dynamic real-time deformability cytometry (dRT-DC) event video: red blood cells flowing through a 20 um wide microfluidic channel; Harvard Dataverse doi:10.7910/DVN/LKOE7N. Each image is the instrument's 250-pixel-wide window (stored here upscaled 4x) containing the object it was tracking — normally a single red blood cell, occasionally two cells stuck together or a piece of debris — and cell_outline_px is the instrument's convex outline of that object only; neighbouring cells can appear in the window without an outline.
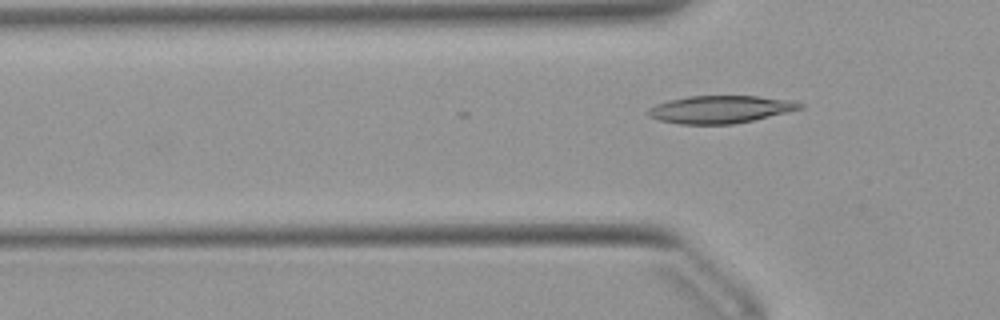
{"species": "Egyptian fruit bat (a non-hibernating species)", "species_latin": "Rousettus aegyptiacus", "temperature_condition": "warm", "stored_images_in_passage": 5, "camera_frame_rate_fps": 3000, "um_per_image_px": 0.085, "animal": {"sex": "female"}, "frame": {"image": 1, "passage_image": 5, "time_ms": 1.333, "image_size_px": [1000, 320], "cell_outline_px": [[804, 108], [788, 112], [752, 120], [732, 124], [680, 124], [660, 120], [648, 116], [648, 108], [656, 104], [668, 100], [688, 96], [760, 96], [792, 100], [804, 104]], "centroid_in_image_um": [61.24, 9.29], "position_along_channel_um": 64.6, "area_um2": 24.39}}